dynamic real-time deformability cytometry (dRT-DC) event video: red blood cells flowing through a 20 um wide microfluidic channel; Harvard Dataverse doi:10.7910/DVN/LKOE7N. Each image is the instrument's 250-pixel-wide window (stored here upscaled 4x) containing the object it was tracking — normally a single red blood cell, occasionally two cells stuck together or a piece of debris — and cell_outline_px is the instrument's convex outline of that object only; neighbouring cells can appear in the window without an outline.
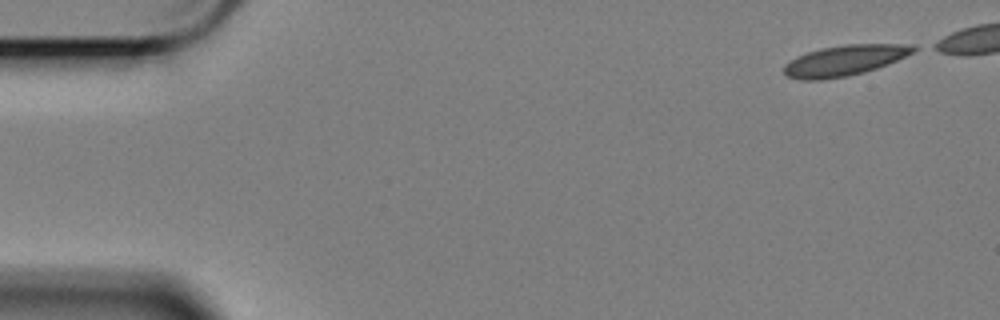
{"species": "Egyptian fruit bat (a non-hibernating species)", "species_latin": "Rousettus aegyptiacus", "temperature_condition": "cold", "stored_images_in_passage": 49, "camera_frame_rate_fps": 3000, "um_per_image_px": 0.085, "animal": {"sex": "female"}, "frame": {"image": 1, "passage_image": 1, "time_ms": 0.0, "image_size_px": [1000, 320], "cell_outline_px": [[920, 48], [896, 60], [876, 68], [864, 72], [848, 76], [820, 80], [800, 80], [784, 76], [784, 64], [796, 56], [820, 48], [844, 44], [916, 44]], "centroid_in_image_um": [71.75, 5.13], "position_along_channel_um": 13.2, "area_um2": 23.18}}
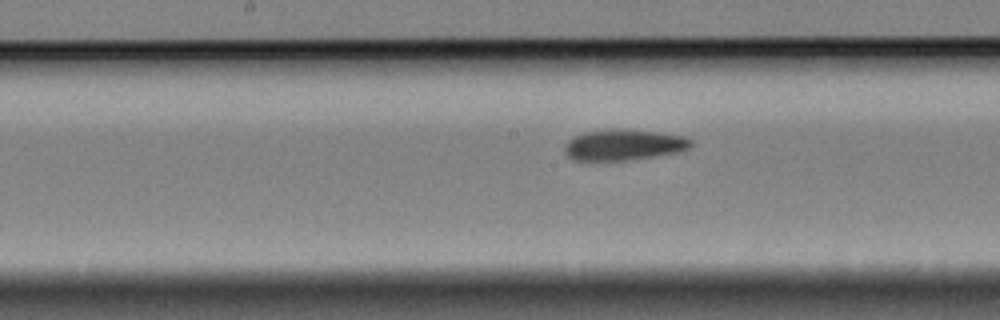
{"frame": {"image": 2, "passage_image": 27, "time_ms": 8.667, "image_size_px": [1000, 320], "cell_outline_px": [[692, 148], [684, 152], [632, 160], [572, 160], [564, 152], [564, 144], [568, 140], [584, 132], [608, 128], [612, 128], [656, 132], [684, 136], [692, 140]], "centroid_in_image_um": [53.06, 12.32], "position_along_channel_um": 195.1, "area_um2": 23.18}}
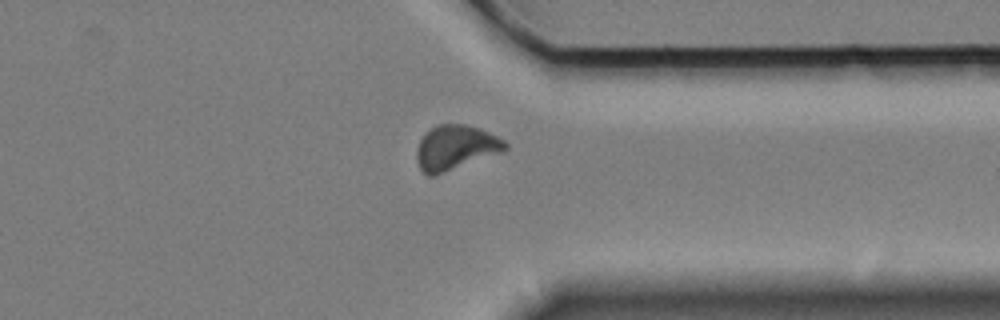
{"frame": {"image": 3, "passage_image": 43, "time_ms": 14.0, "image_size_px": [1000, 320], "cell_outline_px": [[508, 148], [500, 152], [432, 176], [428, 176], [420, 168], [416, 160], [416, 148], [424, 132], [436, 124], [464, 124], [480, 128], [504, 140], [508, 144]], "centroid_in_image_um": [38.67, 12.51], "position_along_channel_um": 372.7, "area_um2": 22.83}}